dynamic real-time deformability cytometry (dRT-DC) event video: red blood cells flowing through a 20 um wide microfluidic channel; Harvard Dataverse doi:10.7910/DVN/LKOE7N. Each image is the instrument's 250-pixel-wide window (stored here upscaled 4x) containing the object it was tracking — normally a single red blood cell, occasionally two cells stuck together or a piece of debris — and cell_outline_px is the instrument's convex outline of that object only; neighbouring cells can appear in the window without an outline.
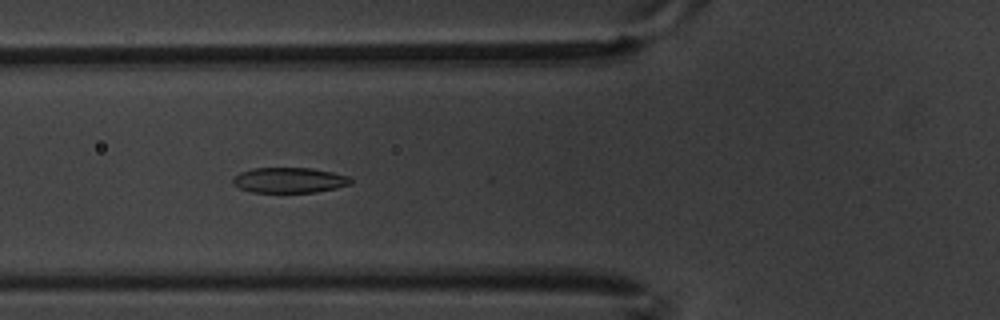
{"species": "common noctule bat (a hibernating species)", "species_latin": "Nyctalus noctula", "temperature_condition": "warm", "stored_images_in_passage": 7, "camera_frame_rate_fps": 3000, "um_per_image_px": 0.085, "animal": {"sex": "male", "body_mass_g": 20.1, "forearm_length_mm": 53.5}, "frame": {"image": 1, "passage_image": 6, "time_ms": 1.667, "image_size_px": [1000, 320], "cell_outline_px": [[352, 184], [336, 188], [316, 192], [252, 192], [240, 188], [232, 184], [232, 176], [240, 172], [252, 168], [312, 168], [332, 172], [348, 176], [352, 180]], "centroid_in_image_um": [24.57, 15.31], "position_along_channel_um": 101.2, "area_um2": 17.51}}
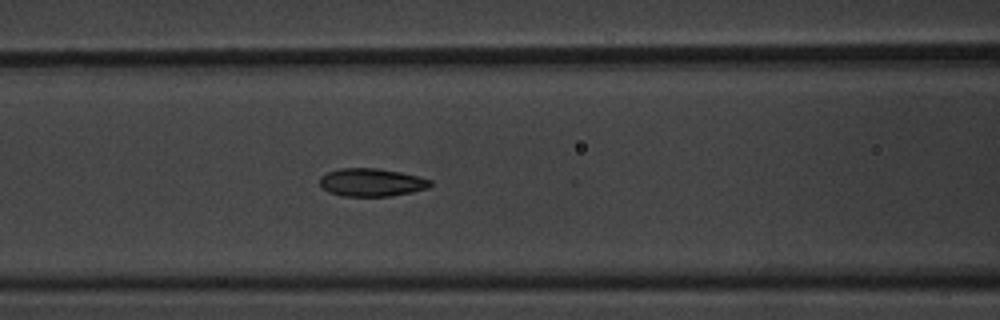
{"frame": {"image": 2, "passage_image": 7, "time_ms": 2.0, "image_size_px": [1000, 320], "cell_outline_px": [[432, 184], [428, 188], [412, 192], [392, 196], [344, 196], [328, 192], [320, 188], [320, 176], [328, 172], [340, 168], [380, 168], [420, 176], [432, 180]], "centroid_in_image_um": [31.59, 15.5], "position_along_channel_um": 135.0, "area_um2": 18.26}}